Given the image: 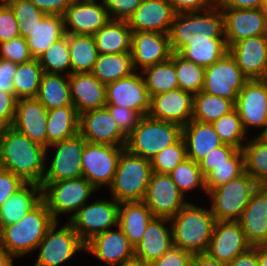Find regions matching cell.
<instances>
[{
  "label": "cell",
  "mask_w": 267,
  "mask_h": 266,
  "mask_svg": "<svg viewBox=\"0 0 267 266\" xmlns=\"http://www.w3.org/2000/svg\"><path fill=\"white\" fill-rule=\"evenodd\" d=\"M0 156L3 169L21 177L26 183L42 184L46 167L44 146L8 127L0 130Z\"/></svg>",
  "instance_id": "obj_1"
},
{
  "label": "cell",
  "mask_w": 267,
  "mask_h": 266,
  "mask_svg": "<svg viewBox=\"0 0 267 266\" xmlns=\"http://www.w3.org/2000/svg\"><path fill=\"white\" fill-rule=\"evenodd\" d=\"M54 222L46 202L42 199L19 222L0 230V247L19 259L35 253Z\"/></svg>",
  "instance_id": "obj_2"
},
{
  "label": "cell",
  "mask_w": 267,
  "mask_h": 266,
  "mask_svg": "<svg viewBox=\"0 0 267 266\" xmlns=\"http://www.w3.org/2000/svg\"><path fill=\"white\" fill-rule=\"evenodd\" d=\"M194 203L189 200L170 219L173 246L192 254L206 253L216 220L210 206Z\"/></svg>",
  "instance_id": "obj_3"
},
{
  "label": "cell",
  "mask_w": 267,
  "mask_h": 266,
  "mask_svg": "<svg viewBox=\"0 0 267 266\" xmlns=\"http://www.w3.org/2000/svg\"><path fill=\"white\" fill-rule=\"evenodd\" d=\"M169 37L173 53H179L189 41L225 38L221 8L215 4L208 10L175 14Z\"/></svg>",
  "instance_id": "obj_4"
},
{
  "label": "cell",
  "mask_w": 267,
  "mask_h": 266,
  "mask_svg": "<svg viewBox=\"0 0 267 266\" xmlns=\"http://www.w3.org/2000/svg\"><path fill=\"white\" fill-rule=\"evenodd\" d=\"M151 161L123 149L116 173L107 189L117 202L143 201L152 174Z\"/></svg>",
  "instance_id": "obj_5"
},
{
  "label": "cell",
  "mask_w": 267,
  "mask_h": 266,
  "mask_svg": "<svg viewBox=\"0 0 267 266\" xmlns=\"http://www.w3.org/2000/svg\"><path fill=\"white\" fill-rule=\"evenodd\" d=\"M40 186L42 199L55 221H60L61 215L66 214L69 221L89 199H92V194L98 193V190L83 176L61 181H42Z\"/></svg>",
  "instance_id": "obj_6"
},
{
  "label": "cell",
  "mask_w": 267,
  "mask_h": 266,
  "mask_svg": "<svg viewBox=\"0 0 267 266\" xmlns=\"http://www.w3.org/2000/svg\"><path fill=\"white\" fill-rule=\"evenodd\" d=\"M181 137L180 125L145 115L127 136L125 149L151 160L157 153L176 143Z\"/></svg>",
  "instance_id": "obj_7"
},
{
  "label": "cell",
  "mask_w": 267,
  "mask_h": 266,
  "mask_svg": "<svg viewBox=\"0 0 267 266\" xmlns=\"http://www.w3.org/2000/svg\"><path fill=\"white\" fill-rule=\"evenodd\" d=\"M259 184L244 171L231 181L207 193L209 206L216 221H238ZM212 202V203H211Z\"/></svg>",
  "instance_id": "obj_8"
},
{
  "label": "cell",
  "mask_w": 267,
  "mask_h": 266,
  "mask_svg": "<svg viewBox=\"0 0 267 266\" xmlns=\"http://www.w3.org/2000/svg\"><path fill=\"white\" fill-rule=\"evenodd\" d=\"M55 221L48 229L45 237L39 243L37 259L33 266H64V263L74 259L79 251L85 252V243L66 221ZM60 225V227H59Z\"/></svg>",
  "instance_id": "obj_9"
},
{
  "label": "cell",
  "mask_w": 267,
  "mask_h": 266,
  "mask_svg": "<svg viewBox=\"0 0 267 266\" xmlns=\"http://www.w3.org/2000/svg\"><path fill=\"white\" fill-rule=\"evenodd\" d=\"M85 143L86 140L78 133L48 146L45 163L47 167L42 181H61L83 176L81 161ZM49 155L51 156L48 157Z\"/></svg>",
  "instance_id": "obj_10"
},
{
  "label": "cell",
  "mask_w": 267,
  "mask_h": 266,
  "mask_svg": "<svg viewBox=\"0 0 267 266\" xmlns=\"http://www.w3.org/2000/svg\"><path fill=\"white\" fill-rule=\"evenodd\" d=\"M109 197V200L100 198L87 202L68 221L84 243L97 234L118 226L119 202Z\"/></svg>",
  "instance_id": "obj_11"
},
{
  "label": "cell",
  "mask_w": 267,
  "mask_h": 266,
  "mask_svg": "<svg viewBox=\"0 0 267 266\" xmlns=\"http://www.w3.org/2000/svg\"><path fill=\"white\" fill-rule=\"evenodd\" d=\"M234 108L247 134L253 128L256 132L259 129L256 135H264L267 132V79L248 80L240 90Z\"/></svg>",
  "instance_id": "obj_12"
},
{
  "label": "cell",
  "mask_w": 267,
  "mask_h": 266,
  "mask_svg": "<svg viewBox=\"0 0 267 266\" xmlns=\"http://www.w3.org/2000/svg\"><path fill=\"white\" fill-rule=\"evenodd\" d=\"M125 147L85 143L82 154V173L97 190L109 188L114 180L118 159Z\"/></svg>",
  "instance_id": "obj_13"
},
{
  "label": "cell",
  "mask_w": 267,
  "mask_h": 266,
  "mask_svg": "<svg viewBox=\"0 0 267 266\" xmlns=\"http://www.w3.org/2000/svg\"><path fill=\"white\" fill-rule=\"evenodd\" d=\"M248 80L237 66L234 57L227 52L218 61L205 67L202 91L235 103L240 90Z\"/></svg>",
  "instance_id": "obj_14"
},
{
  "label": "cell",
  "mask_w": 267,
  "mask_h": 266,
  "mask_svg": "<svg viewBox=\"0 0 267 266\" xmlns=\"http://www.w3.org/2000/svg\"><path fill=\"white\" fill-rule=\"evenodd\" d=\"M143 202L153 217H174L189 201L179 191L169 174L152 172Z\"/></svg>",
  "instance_id": "obj_15"
},
{
  "label": "cell",
  "mask_w": 267,
  "mask_h": 266,
  "mask_svg": "<svg viewBox=\"0 0 267 266\" xmlns=\"http://www.w3.org/2000/svg\"><path fill=\"white\" fill-rule=\"evenodd\" d=\"M151 100L140 72L106 85V105L126 107L145 116L151 109Z\"/></svg>",
  "instance_id": "obj_16"
},
{
  "label": "cell",
  "mask_w": 267,
  "mask_h": 266,
  "mask_svg": "<svg viewBox=\"0 0 267 266\" xmlns=\"http://www.w3.org/2000/svg\"><path fill=\"white\" fill-rule=\"evenodd\" d=\"M224 17V37L228 48L236 42L259 35H267L264 8H221Z\"/></svg>",
  "instance_id": "obj_17"
},
{
  "label": "cell",
  "mask_w": 267,
  "mask_h": 266,
  "mask_svg": "<svg viewBox=\"0 0 267 266\" xmlns=\"http://www.w3.org/2000/svg\"><path fill=\"white\" fill-rule=\"evenodd\" d=\"M79 134L87 142L117 147H125L127 140L106 106L79 115Z\"/></svg>",
  "instance_id": "obj_18"
},
{
  "label": "cell",
  "mask_w": 267,
  "mask_h": 266,
  "mask_svg": "<svg viewBox=\"0 0 267 266\" xmlns=\"http://www.w3.org/2000/svg\"><path fill=\"white\" fill-rule=\"evenodd\" d=\"M172 49L169 34L132 31L131 55L135 71L167 61L171 58Z\"/></svg>",
  "instance_id": "obj_19"
},
{
  "label": "cell",
  "mask_w": 267,
  "mask_h": 266,
  "mask_svg": "<svg viewBox=\"0 0 267 266\" xmlns=\"http://www.w3.org/2000/svg\"><path fill=\"white\" fill-rule=\"evenodd\" d=\"M63 19L66 34L94 35L110 17L102 0L72 1Z\"/></svg>",
  "instance_id": "obj_20"
},
{
  "label": "cell",
  "mask_w": 267,
  "mask_h": 266,
  "mask_svg": "<svg viewBox=\"0 0 267 266\" xmlns=\"http://www.w3.org/2000/svg\"><path fill=\"white\" fill-rule=\"evenodd\" d=\"M85 251L107 266H116L135 256V247L119 226L92 237L85 243Z\"/></svg>",
  "instance_id": "obj_21"
},
{
  "label": "cell",
  "mask_w": 267,
  "mask_h": 266,
  "mask_svg": "<svg viewBox=\"0 0 267 266\" xmlns=\"http://www.w3.org/2000/svg\"><path fill=\"white\" fill-rule=\"evenodd\" d=\"M250 247L238 221H215L206 253L229 264Z\"/></svg>",
  "instance_id": "obj_22"
},
{
  "label": "cell",
  "mask_w": 267,
  "mask_h": 266,
  "mask_svg": "<svg viewBox=\"0 0 267 266\" xmlns=\"http://www.w3.org/2000/svg\"><path fill=\"white\" fill-rule=\"evenodd\" d=\"M237 66L249 79H267V35L242 39L229 47Z\"/></svg>",
  "instance_id": "obj_23"
},
{
  "label": "cell",
  "mask_w": 267,
  "mask_h": 266,
  "mask_svg": "<svg viewBox=\"0 0 267 266\" xmlns=\"http://www.w3.org/2000/svg\"><path fill=\"white\" fill-rule=\"evenodd\" d=\"M193 103V94L177 88L152 96L148 115L184 127L192 120Z\"/></svg>",
  "instance_id": "obj_24"
},
{
  "label": "cell",
  "mask_w": 267,
  "mask_h": 266,
  "mask_svg": "<svg viewBox=\"0 0 267 266\" xmlns=\"http://www.w3.org/2000/svg\"><path fill=\"white\" fill-rule=\"evenodd\" d=\"M175 14L168 0H142L127 22L131 31L169 34Z\"/></svg>",
  "instance_id": "obj_25"
},
{
  "label": "cell",
  "mask_w": 267,
  "mask_h": 266,
  "mask_svg": "<svg viewBox=\"0 0 267 266\" xmlns=\"http://www.w3.org/2000/svg\"><path fill=\"white\" fill-rule=\"evenodd\" d=\"M238 222L250 246L267 244V185H259L253 192Z\"/></svg>",
  "instance_id": "obj_26"
},
{
  "label": "cell",
  "mask_w": 267,
  "mask_h": 266,
  "mask_svg": "<svg viewBox=\"0 0 267 266\" xmlns=\"http://www.w3.org/2000/svg\"><path fill=\"white\" fill-rule=\"evenodd\" d=\"M46 107L36 98L18 99L12 127L47 148Z\"/></svg>",
  "instance_id": "obj_27"
},
{
  "label": "cell",
  "mask_w": 267,
  "mask_h": 266,
  "mask_svg": "<svg viewBox=\"0 0 267 266\" xmlns=\"http://www.w3.org/2000/svg\"><path fill=\"white\" fill-rule=\"evenodd\" d=\"M172 246L170 219L153 217L147 224L141 241L135 246V256L149 264L159 259Z\"/></svg>",
  "instance_id": "obj_28"
},
{
  "label": "cell",
  "mask_w": 267,
  "mask_h": 266,
  "mask_svg": "<svg viewBox=\"0 0 267 266\" xmlns=\"http://www.w3.org/2000/svg\"><path fill=\"white\" fill-rule=\"evenodd\" d=\"M69 84L72 105L79 115L106 105V85L92 73L70 74Z\"/></svg>",
  "instance_id": "obj_29"
},
{
  "label": "cell",
  "mask_w": 267,
  "mask_h": 266,
  "mask_svg": "<svg viewBox=\"0 0 267 266\" xmlns=\"http://www.w3.org/2000/svg\"><path fill=\"white\" fill-rule=\"evenodd\" d=\"M182 137L187 158L195 163H199L211 150L223 144L211 123L193 119L182 127Z\"/></svg>",
  "instance_id": "obj_30"
},
{
  "label": "cell",
  "mask_w": 267,
  "mask_h": 266,
  "mask_svg": "<svg viewBox=\"0 0 267 266\" xmlns=\"http://www.w3.org/2000/svg\"><path fill=\"white\" fill-rule=\"evenodd\" d=\"M41 200L42 187L36 183H26L0 207V230L19 222Z\"/></svg>",
  "instance_id": "obj_31"
},
{
  "label": "cell",
  "mask_w": 267,
  "mask_h": 266,
  "mask_svg": "<svg viewBox=\"0 0 267 266\" xmlns=\"http://www.w3.org/2000/svg\"><path fill=\"white\" fill-rule=\"evenodd\" d=\"M153 215L143 201L119 202L118 226L135 247L142 239Z\"/></svg>",
  "instance_id": "obj_32"
},
{
  "label": "cell",
  "mask_w": 267,
  "mask_h": 266,
  "mask_svg": "<svg viewBox=\"0 0 267 266\" xmlns=\"http://www.w3.org/2000/svg\"><path fill=\"white\" fill-rule=\"evenodd\" d=\"M132 31L127 21L110 19L93 37L99 54L131 52Z\"/></svg>",
  "instance_id": "obj_33"
},
{
  "label": "cell",
  "mask_w": 267,
  "mask_h": 266,
  "mask_svg": "<svg viewBox=\"0 0 267 266\" xmlns=\"http://www.w3.org/2000/svg\"><path fill=\"white\" fill-rule=\"evenodd\" d=\"M65 34L63 16L47 14L26 38L30 55L38 59Z\"/></svg>",
  "instance_id": "obj_34"
},
{
  "label": "cell",
  "mask_w": 267,
  "mask_h": 266,
  "mask_svg": "<svg viewBox=\"0 0 267 266\" xmlns=\"http://www.w3.org/2000/svg\"><path fill=\"white\" fill-rule=\"evenodd\" d=\"M36 99L40 101L47 110L73 106L69 76L43 72Z\"/></svg>",
  "instance_id": "obj_35"
},
{
  "label": "cell",
  "mask_w": 267,
  "mask_h": 266,
  "mask_svg": "<svg viewBox=\"0 0 267 266\" xmlns=\"http://www.w3.org/2000/svg\"><path fill=\"white\" fill-rule=\"evenodd\" d=\"M47 147L71 138L79 133V114L74 106H64L48 110Z\"/></svg>",
  "instance_id": "obj_36"
},
{
  "label": "cell",
  "mask_w": 267,
  "mask_h": 266,
  "mask_svg": "<svg viewBox=\"0 0 267 266\" xmlns=\"http://www.w3.org/2000/svg\"><path fill=\"white\" fill-rule=\"evenodd\" d=\"M135 72L131 52L99 54L91 71L105 85L126 78Z\"/></svg>",
  "instance_id": "obj_37"
},
{
  "label": "cell",
  "mask_w": 267,
  "mask_h": 266,
  "mask_svg": "<svg viewBox=\"0 0 267 266\" xmlns=\"http://www.w3.org/2000/svg\"><path fill=\"white\" fill-rule=\"evenodd\" d=\"M71 74L91 73L99 52L93 35L68 34Z\"/></svg>",
  "instance_id": "obj_38"
},
{
  "label": "cell",
  "mask_w": 267,
  "mask_h": 266,
  "mask_svg": "<svg viewBox=\"0 0 267 266\" xmlns=\"http://www.w3.org/2000/svg\"><path fill=\"white\" fill-rule=\"evenodd\" d=\"M249 139L242 148L244 171L259 185H267V138L256 135Z\"/></svg>",
  "instance_id": "obj_39"
},
{
  "label": "cell",
  "mask_w": 267,
  "mask_h": 266,
  "mask_svg": "<svg viewBox=\"0 0 267 266\" xmlns=\"http://www.w3.org/2000/svg\"><path fill=\"white\" fill-rule=\"evenodd\" d=\"M229 48L225 38L189 41L179 54L197 65L208 67L223 57Z\"/></svg>",
  "instance_id": "obj_40"
},
{
  "label": "cell",
  "mask_w": 267,
  "mask_h": 266,
  "mask_svg": "<svg viewBox=\"0 0 267 266\" xmlns=\"http://www.w3.org/2000/svg\"><path fill=\"white\" fill-rule=\"evenodd\" d=\"M140 73L151 97L179 88L175 65L171 59L147 67Z\"/></svg>",
  "instance_id": "obj_41"
},
{
  "label": "cell",
  "mask_w": 267,
  "mask_h": 266,
  "mask_svg": "<svg viewBox=\"0 0 267 266\" xmlns=\"http://www.w3.org/2000/svg\"><path fill=\"white\" fill-rule=\"evenodd\" d=\"M43 74L38 59L17 65L13 78L14 95L17 99L36 98Z\"/></svg>",
  "instance_id": "obj_42"
},
{
  "label": "cell",
  "mask_w": 267,
  "mask_h": 266,
  "mask_svg": "<svg viewBox=\"0 0 267 266\" xmlns=\"http://www.w3.org/2000/svg\"><path fill=\"white\" fill-rule=\"evenodd\" d=\"M234 105L235 103L232 100L200 91L194 95L192 119L213 123L223 115L232 111Z\"/></svg>",
  "instance_id": "obj_43"
},
{
  "label": "cell",
  "mask_w": 267,
  "mask_h": 266,
  "mask_svg": "<svg viewBox=\"0 0 267 266\" xmlns=\"http://www.w3.org/2000/svg\"><path fill=\"white\" fill-rule=\"evenodd\" d=\"M169 175L172 181L177 185L179 191L185 198H188L187 194L192 191H203L205 197L207 191L205 188V178L202 175L201 169L198 163L187 158L183 162L179 163Z\"/></svg>",
  "instance_id": "obj_44"
},
{
  "label": "cell",
  "mask_w": 267,
  "mask_h": 266,
  "mask_svg": "<svg viewBox=\"0 0 267 266\" xmlns=\"http://www.w3.org/2000/svg\"><path fill=\"white\" fill-rule=\"evenodd\" d=\"M175 65L179 88L193 95L203 90L205 67L185 59L179 53L170 58Z\"/></svg>",
  "instance_id": "obj_45"
},
{
  "label": "cell",
  "mask_w": 267,
  "mask_h": 266,
  "mask_svg": "<svg viewBox=\"0 0 267 266\" xmlns=\"http://www.w3.org/2000/svg\"><path fill=\"white\" fill-rule=\"evenodd\" d=\"M38 60L43 72L69 76L71 74V59L68 34L56 40Z\"/></svg>",
  "instance_id": "obj_46"
},
{
  "label": "cell",
  "mask_w": 267,
  "mask_h": 266,
  "mask_svg": "<svg viewBox=\"0 0 267 266\" xmlns=\"http://www.w3.org/2000/svg\"><path fill=\"white\" fill-rule=\"evenodd\" d=\"M211 124L224 144L232 145L237 149L242 150L246 143L245 139H248V135L250 137V134L244 130L235 108Z\"/></svg>",
  "instance_id": "obj_47"
},
{
  "label": "cell",
  "mask_w": 267,
  "mask_h": 266,
  "mask_svg": "<svg viewBox=\"0 0 267 266\" xmlns=\"http://www.w3.org/2000/svg\"><path fill=\"white\" fill-rule=\"evenodd\" d=\"M6 3L13 10L23 38L30 36L32 30L47 15L40 11L30 0H7Z\"/></svg>",
  "instance_id": "obj_48"
},
{
  "label": "cell",
  "mask_w": 267,
  "mask_h": 266,
  "mask_svg": "<svg viewBox=\"0 0 267 266\" xmlns=\"http://www.w3.org/2000/svg\"><path fill=\"white\" fill-rule=\"evenodd\" d=\"M244 172V155L238 149L230 158L229 164H221L214 167L205 177V188L207 193L221 184L227 183Z\"/></svg>",
  "instance_id": "obj_49"
},
{
  "label": "cell",
  "mask_w": 267,
  "mask_h": 266,
  "mask_svg": "<svg viewBox=\"0 0 267 266\" xmlns=\"http://www.w3.org/2000/svg\"><path fill=\"white\" fill-rule=\"evenodd\" d=\"M185 159H187L186 145L183 137H181L176 143L164 148L150 160L152 171L169 174Z\"/></svg>",
  "instance_id": "obj_50"
},
{
  "label": "cell",
  "mask_w": 267,
  "mask_h": 266,
  "mask_svg": "<svg viewBox=\"0 0 267 266\" xmlns=\"http://www.w3.org/2000/svg\"><path fill=\"white\" fill-rule=\"evenodd\" d=\"M0 58L20 64L32 59L25 38L19 36L0 44Z\"/></svg>",
  "instance_id": "obj_51"
},
{
  "label": "cell",
  "mask_w": 267,
  "mask_h": 266,
  "mask_svg": "<svg viewBox=\"0 0 267 266\" xmlns=\"http://www.w3.org/2000/svg\"><path fill=\"white\" fill-rule=\"evenodd\" d=\"M238 149L229 144H222L211 150L206 157H204L198 164L201 169L202 175L204 178L214 170V167L221 164H229V158L237 151Z\"/></svg>",
  "instance_id": "obj_52"
},
{
  "label": "cell",
  "mask_w": 267,
  "mask_h": 266,
  "mask_svg": "<svg viewBox=\"0 0 267 266\" xmlns=\"http://www.w3.org/2000/svg\"><path fill=\"white\" fill-rule=\"evenodd\" d=\"M109 110L112 118L117 123L120 131L127 137L133 129L138 125L141 115L126 107L105 105Z\"/></svg>",
  "instance_id": "obj_53"
},
{
  "label": "cell",
  "mask_w": 267,
  "mask_h": 266,
  "mask_svg": "<svg viewBox=\"0 0 267 266\" xmlns=\"http://www.w3.org/2000/svg\"><path fill=\"white\" fill-rule=\"evenodd\" d=\"M21 36L13 10L6 2H0V44Z\"/></svg>",
  "instance_id": "obj_54"
},
{
  "label": "cell",
  "mask_w": 267,
  "mask_h": 266,
  "mask_svg": "<svg viewBox=\"0 0 267 266\" xmlns=\"http://www.w3.org/2000/svg\"><path fill=\"white\" fill-rule=\"evenodd\" d=\"M107 9L110 19L124 20L128 19L135 12L142 0H102Z\"/></svg>",
  "instance_id": "obj_55"
},
{
  "label": "cell",
  "mask_w": 267,
  "mask_h": 266,
  "mask_svg": "<svg viewBox=\"0 0 267 266\" xmlns=\"http://www.w3.org/2000/svg\"><path fill=\"white\" fill-rule=\"evenodd\" d=\"M193 254L172 246L159 259L151 261L148 266H192Z\"/></svg>",
  "instance_id": "obj_56"
},
{
  "label": "cell",
  "mask_w": 267,
  "mask_h": 266,
  "mask_svg": "<svg viewBox=\"0 0 267 266\" xmlns=\"http://www.w3.org/2000/svg\"><path fill=\"white\" fill-rule=\"evenodd\" d=\"M25 184L26 182L21 177L2 169L0 171V207Z\"/></svg>",
  "instance_id": "obj_57"
},
{
  "label": "cell",
  "mask_w": 267,
  "mask_h": 266,
  "mask_svg": "<svg viewBox=\"0 0 267 266\" xmlns=\"http://www.w3.org/2000/svg\"><path fill=\"white\" fill-rule=\"evenodd\" d=\"M17 100L14 94L0 91V130L12 127Z\"/></svg>",
  "instance_id": "obj_58"
},
{
  "label": "cell",
  "mask_w": 267,
  "mask_h": 266,
  "mask_svg": "<svg viewBox=\"0 0 267 266\" xmlns=\"http://www.w3.org/2000/svg\"><path fill=\"white\" fill-rule=\"evenodd\" d=\"M173 7L174 12H200L208 10L216 4L215 0H168Z\"/></svg>",
  "instance_id": "obj_59"
},
{
  "label": "cell",
  "mask_w": 267,
  "mask_h": 266,
  "mask_svg": "<svg viewBox=\"0 0 267 266\" xmlns=\"http://www.w3.org/2000/svg\"><path fill=\"white\" fill-rule=\"evenodd\" d=\"M17 63L0 58V91L14 94L13 78Z\"/></svg>",
  "instance_id": "obj_60"
},
{
  "label": "cell",
  "mask_w": 267,
  "mask_h": 266,
  "mask_svg": "<svg viewBox=\"0 0 267 266\" xmlns=\"http://www.w3.org/2000/svg\"><path fill=\"white\" fill-rule=\"evenodd\" d=\"M40 11L49 15L63 16L72 0H30Z\"/></svg>",
  "instance_id": "obj_61"
},
{
  "label": "cell",
  "mask_w": 267,
  "mask_h": 266,
  "mask_svg": "<svg viewBox=\"0 0 267 266\" xmlns=\"http://www.w3.org/2000/svg\"><path fill=\"white\" fill-rule=\"evenodd\" d=\"M220 8L251 9L263 8V0H217Z\"/></svg>",
  "instance_id": "obj_62"
},
{
  "label": "cell",
  "mask_w": 267,
  "mask_h": 266,
  "mask_svg": "<svg viewBox=\"0 0 267 266\" xmlns=\"http://www.w3.org/2000/svg\"><path fill=\"white\" fill-rule=\"evenodd\" d=\"M228 266H258L257 246L248 248L245 252L237 255Z\"/></svg>",
  "instance_id": "obj_63"
},
{
  "label": "cell",
  "mask_w": 267,
  "mask_h": 266,
  "mask_svg": "<svg viewBox=\"0 0 267 266\" xmlns=\"http://www.w3.org/2000/svg\"><path fill=\"white\" fill-rule=\"evenodd\" d=\"M192 266H228V264L214 259L207 253H199L193 254Z\"/></svg>",
  "instance_id": "obj_64"
},
{
  "label": "cell",
  "mask_w": 267,
  "mask_h": 266,
  "mask_svg": "<svg viewBox=\"0 0 267 266\" xmlns=\"http://www.w3.org/2000/svg\"><path fill=\"white\" fill-rule=\"evenodd\" d=\"M17 257L10 255L6 250L0 247V266H15L14 261Z\"/></svg>",
  "instance_id": "obj_65"
},
{
  "label": "cell",
  "mask_w": 267,
  "mask_h": 266,
  "mask_svg": "<svg viewBox=\"0 0 267 266\" xmlns=\"http://www.w3.org/2000/svg\"><path fill=\"white\" fill-rule=\"evenodd\" d=\"M258 266H267V244L257 246Z\"/></svg>",
  "instance_id": "obj_66"
},
{
  "label": "cell",
  "mask_w": 267,
  "mask_h": 266,
  "mask_svg": "<svg viewBox=\"0 0 267 266\" xmlns=\"http://www.w3.org/2000/svg\"><path fill=\"white\" fill-rule=\"evenodd\" d=\"M116 266H148L147 263L142 261L140 258L136 256L117 264Z\"/></svg>",
  "instance_id": "obj_67"
},
{
  "label": "cell",
  "mask_w": 267,
  "mask_h": 266,
  "mask_svg": "<svg viewBox=\"0 0 267 266\" xmlns=\"http://www.w3.org/2000/svg\"><path fill=\"white\" fill-rule=\"evenodd\" d=\"M72 1H98V0H72Z\"/></svg>",
  "instance_id": "obj_68"
},
{
  "label": "cell",
  "mask_w": 267,
  "mask_h": 266,
  "mask_svg": "<svg viewBox=\"0 0 267 266\" xmlns=\"http://www.w3.org/2000/svg\"><path fill=\"white\" fill-rule=\"evenodd\" d=\"M3 169L2 162H1V156H0V171Z\"/></svg>",
  "instance_id": "obj_69"
},
{
  "label": "cell",
  "mask_w": 267,
  "mask_h": 266,
  "mask_svg": "<svg viewBox=\"0 0 267 266\" xmlns=\"http://www.w3.org/2000/svg\"><path fill=\"white\" fill-rule=\"evenodd\" d=\"M263 6H267V0H263Z\"/></svg>",
  "instance_id": "obj_70"
},
{
  "label": "cell",
  "mask_w": 267,
  "mask_h": 266,
  "mask_svg": "<svg viewBox=\"0 0 267 266\" xmlns=\"http://www.w3.org/2000/svg\"><path fill=\"white\" fill-rule=\"evenodd\" d=\"M263 8H264L265 11H266V18H267V6H263Z\"/></svg>",
  "instance_id": "obj_71"
}]
</instances>
